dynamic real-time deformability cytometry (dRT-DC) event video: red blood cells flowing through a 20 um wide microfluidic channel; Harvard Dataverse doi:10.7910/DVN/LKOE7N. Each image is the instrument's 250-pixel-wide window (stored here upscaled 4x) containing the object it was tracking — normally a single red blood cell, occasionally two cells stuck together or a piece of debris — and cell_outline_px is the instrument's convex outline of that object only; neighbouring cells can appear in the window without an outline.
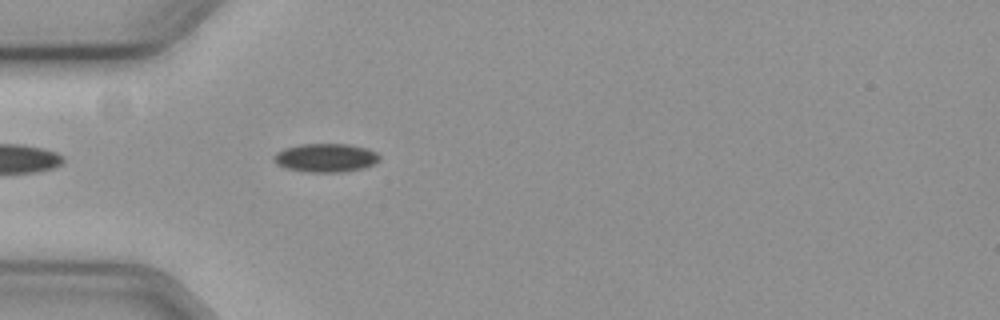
{"species": "common noctule bat (a hibernating species)", "species_latin": "Nyctalus noctula", "temperature_condition": "cold", "stored_images_in_passage": 43, "camera_frame_rate_fps": 3000, "um_per_image_px": 0.085, "animal": {"sex": "female", "body_mass_g": 19.3, "forearm_length_mm": 54.1}, "frame": {"image": 1, "passage_image": 2, "time_ms": 0.333, "image_size_px": [1000, 320], "cell_outline_px": [[380, 160], [364, 168], [340, 172], [308, 172], [284, 168], [276, 164], [272, 160], [272, 156], [276, 152], [284, 148], [300, 144], [348, 144], [364, 148], [376, 152], [380, 156]], "centroid_in_image_um": [27.63, 13.41], "position_along_channel_um": 57.4, "area_um2": 17.69}}
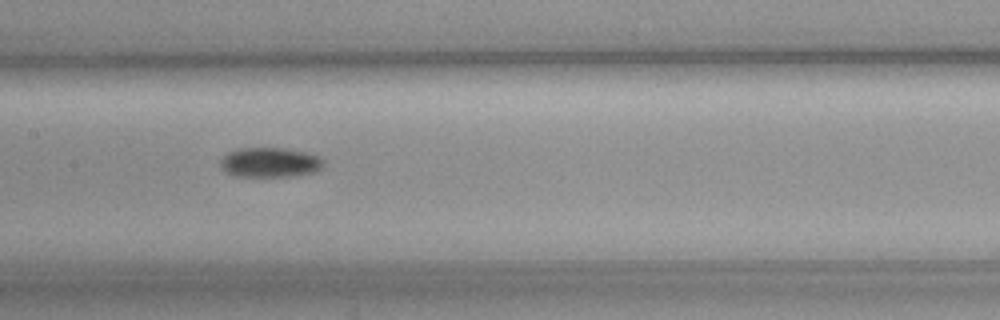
{"frame": {"image": 2, "passage_image": 13, "time_ms": 4.0, "image_size_px": [1000, 320], "cell_outline_px": [[324, 164], [320, 168], [312, 172], [292, 176], [236, 176], [224, 172], [220, 168], [220, 160], [228, 152], [240, 148], [284, 148], [304, 152], [320, 156], [324, 160]], "centroid_in_image_um": [22.91, 13.8], "position_along_channel_um": 184.5, "area_um2": 17.86}}
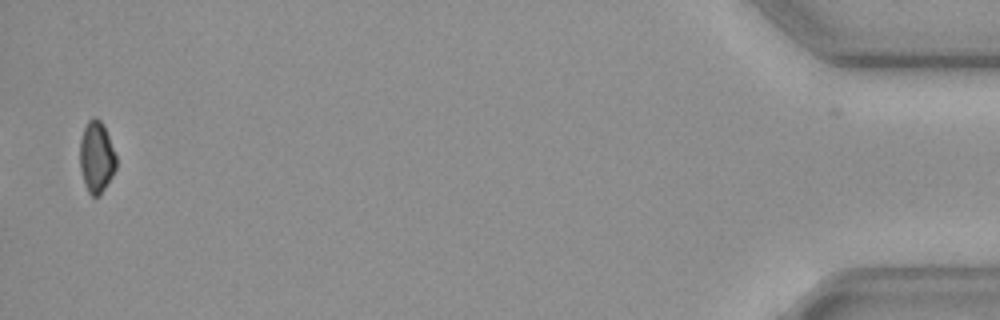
{"frame": {"image": 3, "passage_image": 41, "time_ms": 13.333, "image_size_px": [1000, 320], "cell_outline_px": [[116, 168], [112, 176], [100, 196], [92, 196], [88, 192], [84, 184], [80, 168], [80, 140], [84, 128], [88, 120], [92, 116], [96, 116], [104, 124], [116, 156]], "centroid_in_image_um": [8.2, 13.34], "position_along_channel_um": 427.0, "area_um2": 15.26}}